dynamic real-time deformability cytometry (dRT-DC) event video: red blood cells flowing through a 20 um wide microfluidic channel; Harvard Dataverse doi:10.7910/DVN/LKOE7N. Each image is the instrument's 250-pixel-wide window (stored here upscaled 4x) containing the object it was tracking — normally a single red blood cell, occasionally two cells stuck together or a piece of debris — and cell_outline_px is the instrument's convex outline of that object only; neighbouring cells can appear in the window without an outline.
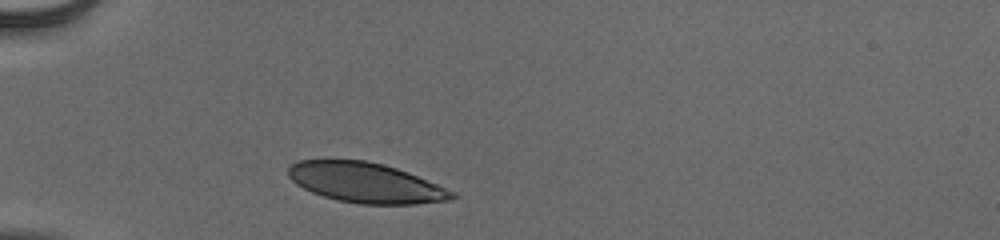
{"species": "human", "species_latin": "Homo sapiens", "temperature_condition": "cold", "stored_images_in_passage": 32, "camera_frame_rate_fps": 3000, "um_per_image_px": 0.085, "donor": {"sex": "male"}, "frame": {"image": 1, "passage_image": 1, "time_ms": 0.0, "image_size_px": [1000, 240], "cell_outline_px": [[456, 196], [448, 200], [416, 204], [360, 204], [336, 200], [312, 192], [296, 184], [288, 176], [288, 168], [296, 160], [364, 160], [384, 164], [408, 172], [456, 192]], "centroid_in_image_um": [31.07, 15.53], "position_along_channel_um": 53.9, "area_um2": 38.09}}
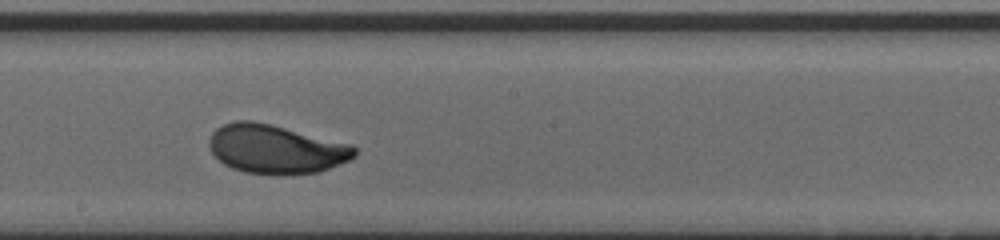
{"frame": {"image": 2, "passage_image": 16, "time_ms": 5.0, "image_size_px": [1000, 240], "cell_outline_px": [[356, 156], [348, 160], [320, 172], [284, 176], [280, 176], [244, 172], [232, 168], [224, 164], [212, 152], [208, 144], [208, 140], [212, 132], [216, 128], [224, 124], [236, 120], [252, 120], [352, 144], [356, 148]], "centroid_in_image_um": [23.44, 12.69], "position_along_channel_um": 224.8, "area_um2": 41.62}}
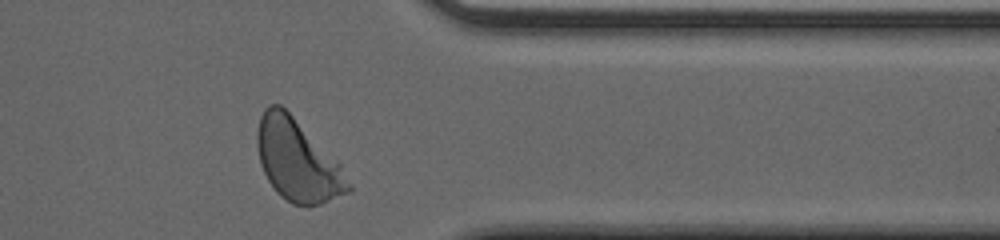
{"frame": {"image": 3, "passage_image": 29, "time_ms": 9.333, "image_size_px": [1000, 240], "cell_outline_px": [[352, 192], [320, 204], [292, 204], [280, 196], [276, 192], [268, 180], [260, 164], [256, 144], [256, 132], [260, 116], [264, 108], [268, 104], [280, 104], [340, 164], [352, 184]], "centroid_in_image_um": [25.27, 13.65], "position_along_channel_um": 386.1, "area_um2": 43.06}, "authors_computed_cell_mechanics": {"area_um2": 40.3155, "velocity_mm_per_s": 3.8387, "shape_relaxation_time_tau1_ms": 3.0423, "shape_relaxation_time_tau2_ms": null, "deformation_change_tau1": 0.1517, "deformation_change_tau2": null}}